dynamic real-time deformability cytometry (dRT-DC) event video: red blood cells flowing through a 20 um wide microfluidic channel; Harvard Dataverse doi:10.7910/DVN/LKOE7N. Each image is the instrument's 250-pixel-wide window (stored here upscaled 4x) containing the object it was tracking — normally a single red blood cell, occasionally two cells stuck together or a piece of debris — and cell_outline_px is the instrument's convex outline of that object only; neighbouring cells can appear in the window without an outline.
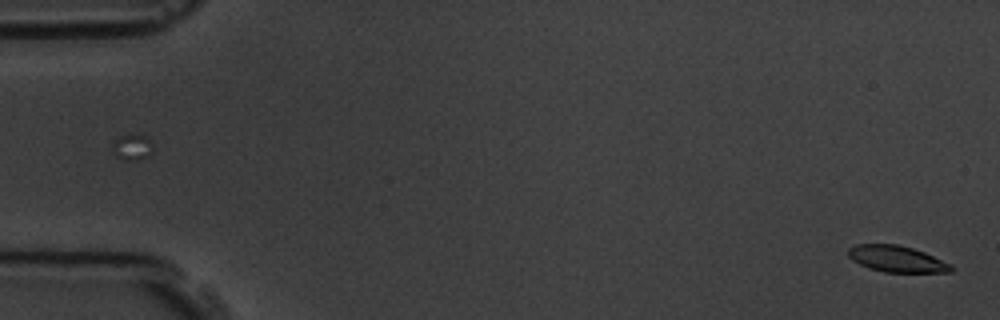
{"species": "common noctule bat (a hibernating species)", "species_latin": "Nyctalus noctula", "temperature_condition": "room temperature", "stored_images_in_passage": 3, "camera_frame_rate_fps": 3000, "um_per_image_px": 0.085, "animal": {"sex": "male", "body_mass_g": 19.5, "forearm_length_mm": 54.6}, "frame": {"image": 1, "passage_image": 3, "time_ms": 2.333, "image_size_px": [1000, 320], "cell_outline_px": [[952, 272], [884, 272], [868, 268], [852, 260], [848, 256], [848, 248], [856, 244], [896, 244], [912, 248], [924, 252], [952, 264]], "centroid_in_image_um": [76.21, 22.01], "position_along_channel_um": 8.8, "area_um2": 15.78}}